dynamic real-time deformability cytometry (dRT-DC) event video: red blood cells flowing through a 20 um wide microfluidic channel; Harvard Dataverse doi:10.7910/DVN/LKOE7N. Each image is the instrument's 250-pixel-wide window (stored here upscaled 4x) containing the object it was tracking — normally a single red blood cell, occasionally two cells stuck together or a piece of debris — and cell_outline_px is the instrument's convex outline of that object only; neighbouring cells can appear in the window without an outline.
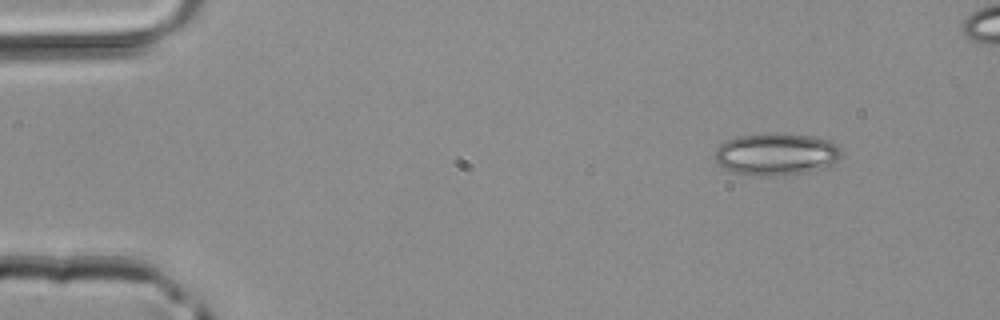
{"species": "common noctule bat (a hibernating species)", "species_latin": "Nyctalus noctula", "temperature_condition": "room temperature", "stored_images_in_passage": 4, "camera_frame_rate_fps": 3000, "um_per_image_px": 0.085, "animal": {"sex": "male", "body_mass_g": 20.4}, "frame": {"image": 1, "passage_image": 1, "time_ms": 0.0, "image_size_px": [1000, 320], "cell_outline_px": [[844, 152], [832, 164], [820, 168], [804, 172], [776, 176], [764, 176], [732, 172], [724, 168], [716, 160], [716, 148], [720, 144], [736, 136], [772, 132], [776, 132], [812, 136], [832, 140]], "centroid_in_image_um": [66.0, 13.08], "position_along_channel_um": 19.0, "area_um2": 31.21}}